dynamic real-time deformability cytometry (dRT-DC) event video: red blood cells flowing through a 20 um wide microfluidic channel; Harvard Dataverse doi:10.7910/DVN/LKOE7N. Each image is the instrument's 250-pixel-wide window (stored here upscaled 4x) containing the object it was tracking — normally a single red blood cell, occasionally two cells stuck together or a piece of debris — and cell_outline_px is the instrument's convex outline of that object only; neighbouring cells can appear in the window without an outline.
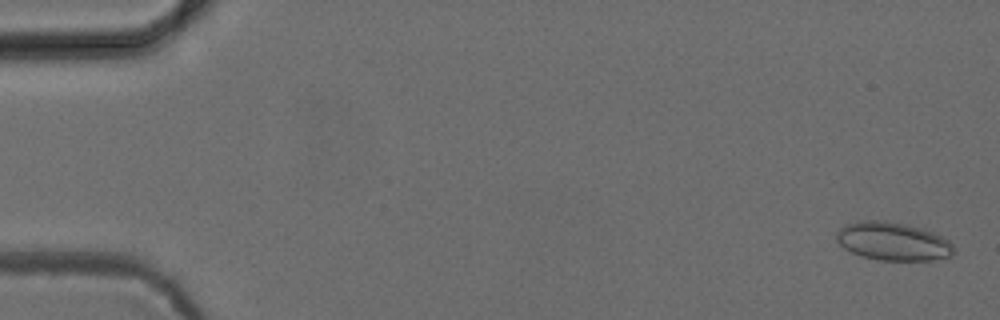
{"species": "common noctule bat (a hibernating species)", "species_latin": "Nyctalus noctula", "temperature_condition": "cold", "stored_images_in_passage": 53, "camera_frame_rate_fps": 3000, "um_per_image_px": 0.085, "animal": {"sex": "female", "body_mass_g": 24.6, "forearm_length_mm": 56.2}, "frame": {"image": 1, "passage_image": 2, "time_ms": 0.333, "image_size_px": [1000, 320], "cell_outline_px": [[956, 252], [952, 256], [932, 260], [880, 260], [860, 256], [844, 248], [836, 240], [836, 232], [844, 224], [856, 220], [888, 220], [920, 228], [932, 232], [948, 240], [952, 244]], "centroid_in_image_um": [75.87, 20.51], "position_along_channel_um": 9.1, "area_um2": 26.36}}
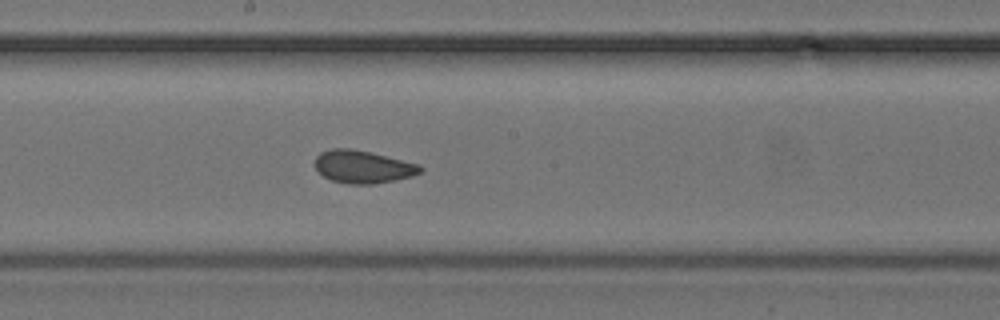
{"frame": {"image": 2, "passage_image": 29, "time_ms": 9.333, "image_size_px": [1000, 320], "cell_outline_px": [[424, 172], [412, 176], [396, 180], [372, 184], [348, 184], [332, 180], [324, 176], [316, 168], [316, 156], [320, 152], [332, 148], [352, 148], [372, 152], [420, 164], [424, 168]], "centroid_in_image_um": [30.9, 14.17], "position_along_channel_um": 217.3, "area_um2": 20.29}}
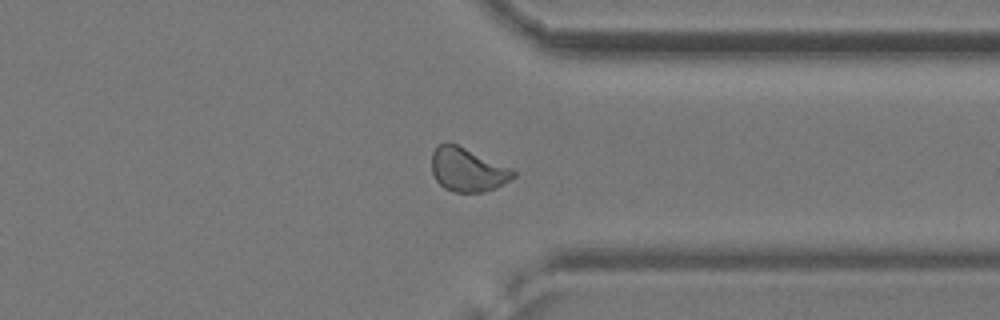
{"frame": {"image": 3, "passage_image": 41, "time_ms": 13.333, "image_size_px": [1000, 320], "cell_outline_px": [[516, 176], [496, 188], [484, 192], [452, 192], [444, 188], [436, 180], [432, 172], [432, 152], [436, 144], [448, 140], [512, 168], [516, 172]], "centroid_in_image_um": [39.72, 14.4], "position_along_channel_um": 371.7, "area_um2": 21.15}, "authors_computed_cell_mechanics": {"area_um2": 21.097, "velocity_mm_per_s": 3.9074, "shape_relaxation_time_tau1_ms": null, "shape_relaxation_time_tau2_ms": 1.4109, "deformation_change_tau1": null, "deformation_change_tau2": 0.0584}}